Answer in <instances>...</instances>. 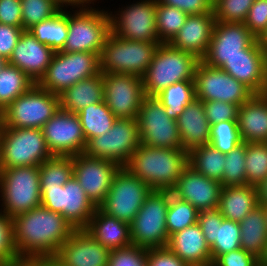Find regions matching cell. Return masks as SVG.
Here are the masks:
<instances>
[{"label":"cell","instance_id":"25","mask_svg":"<svg viewBox=\"0 0 267 266\" xmlns=\"http://www.w3.org/2000/svg\"><path fill=\"white\" fill-rule=\"evenodd\" d=\"M54 53L50 47L39 42L28 30H24L13 49L8 64L16 66L37 83L51 63Z\"/></svg>","mask_w":267,"mask_h":266},{"label":"cell","instance_id":"1","mask_svg":"<svg viewBox=\"0 0 267 266\" xmlns=\"http://www.w3.org/2000/svg\"><path fill=\"white\" fill-rule=\"evenodd\" d=\"M12 223L13 243L20 259L56 256L76 230L63 215L43 206L15 216Z\"/></svg>","mask_w":267,"mask_h":266},{"label":"cell","instance_id":"12","mask_svg":"<svg viewBox=\"0 0 267 266\" xmlns=\"http://www.w3.org/2000/svg\"><path fill=\"white\" fill-rule=\"evenodd\" d=\"M152 189L121 167L115 174L104 202L98 207L105 214L131 223Z\"/></svg>","mask_w":267,"mask_h":266},{"label":"cell","instance_id":"43","mask_svg":"<svg viewBox=\"0 0 267 266\" xmlns=\"http://www.w3.org/2000/svg\"><path fill=\"white\" fill-rule=\"evenodd\" d=\"M243 143L237 120L221 121L211 125L210 142L221 153L227 154Z\"/></svg>","mask_w":267,"mask_h":266},{"label":"cell","instance_id":"10","mask_svg":"<svg viewBox=\"0 0 267 266\" xmlns=\"http://www.w3.org/2000/svg\"><path fill=\"white\" fill-rule=\"evenodd\" d=\"M100 56L91 52H55L44 75L36 83L60 95L64 90L100 73Z\"/></svg>","mask_w":267,"mask_h":266},{"label":"cell","instance_id":"42","mask_svg":"<svg viewBox=\"0 0 267 266\" xmlns=\"http://www.w3.org/2000/svg\"><path fill=\"white\" fill-rule=\"evenodd\" d=\"M245 162L247 183L257 187L267 179V142L246 143Z\"/></svg>","mask_w":267,"mask_h":266},{"label":"cell","instance_id":"56","mask_svg":"<svg viewBox=\"0 0 267 266\" xmlns=\"http://www.w3.org/2000/svg\"><path fill=\"white\" fill-rule=\"evenodd\" d=\"M62 8H79L94 5L97 0H55ZM99 1V0H98Z\"/></svg>","mask_w":267,"mask_h":266},{"label":"cell","instance_id":"59","mask_svg":"<svg viewBox=\"0 0 267 266\" xmlns=\"http://www.w3.org/2000/svg\"><path fill=\"white\" fill-rule=\"evenodd\" d=\"M11 266H41L35 259H21L12 263Z\"/></svg>","mask_w":267,"mask_h":266},{"label":"cell","instance_id":"31","mask_svg":"<svg viewBox=\"0 0 267 266\" xmlns=\"http://www.w3.org/2000/svg\"><path fill=\"white\" fill-rule=\"evenodd\" d=\"M258 205L256 187L223 186L217 209L225 219L240 223Z\"/></svg>","mask_w":267,"mask_h":266},{"label":"cell","instance_id":"37","mask_svg":"<svg viewBox=\"0 0 267 266\" xmlns=\"http://www.w3.org/2000/svg\"><path fill=\"white\" fill-rule=\"evenodd\" d=\"M34 84L23 71L7 63L0 71V113Z\"/></svg>","mask_w":267,"mask_h":266},{"label":"cell","instance_id":"19","mask_svg":"<svg viewBox=\"0 0 267 266\" xmlns=\"http://www.w3.org/2000/svg\"><path fill=\"white\" fill-rule=\"evenodd\" d=\"M72 158L74 178L98 208L104 202L112 180L121 167L111 160L92 158L85 153Z\"/></svg>","mask_w":267,"mask_h":266},{"label":"cell","instance_id":"32","mask_svg":"<svg viewBox=\"0 0 267 266\" xmlns=\"http://www.w3.org/2000/svg\"><path fill=\"white\" fill-rule=\"evenodd\" d=\"M104 101L103 73L80 80L59 95L60 109L78 113L84 107Z\"/></svg>","mask_w":267,"mask_h":266},{"label":"cell","instance_id":"55","mask_svg":"<svg viewBox=\"0 0 267 266\" xmlns=\"http://www.w3.org/2000/svg\"><path fill=\"white\" fill-rule=\"evenodd\" d=\"M0 23L23 27L21 0H0Z\"/></svg>","mask_w":267,"mask_h":266},{"label":"cell","instance_id":"6","mask_svg":"<svg viewBox=\"0 0 267 266\" xmlns=\"http://www.w3.org/2000/svg\"><path fill=\"white\" fill-rule=\"evenodd\" d=\"M51 156L41 129L0 127V169L40 166Z\"/></svg>","mask_w":267,"mask_h":266},{"label":"cell","instance_id":"46","mask_svg":"<svg viewBox=\"0 0 267 266\" xmlns=\"http://www.w3.org/2000/svg\"><path fill=\"white\" fill-rule=\"evenodd\" d=\"M255 0H214L213 13L216 21L244 23Z\"/></svg>","mask_w":267,"mask_h":266},{"label":"cell","instance_id":"61","mask_svg":"<svg viewBox=\"0 0 267 266\" xmlns=\"http://www.w3.org/2000/svg\"><path fill=\"white\" fill-rule=\"evenodd\" d=\"M264 81H265V94L267 93V51H264Z\"/></svg>","mask_w":267,"mask_h":266},{"label":"cell","instance_id":"48","mask_svg":"<svg viewBox=\"0 0 267 266\" xmlns=\"http://www.w3.org/2000/svg\"><path fill=\"white\" fill-rule=\"evenodd\" d=\"M19 260L13 243L12 219L0 210V261L12 264Z\"/></svg>","mask_w":267,"mask_h":266},{"label":"cell","instance_id":"49","mask_svg":"<svg viewBox=\"0 0 267 266\" xmlns=\"http://www.w3.org/2000/svg\"><path fill=\"white\" fill-rule=\"evenodd\" d=\"M205 116L210 125L227 120H237L239 105L224 101H203Z\"/></svg>","mask_w":267,"mask_h":266},{"label":"cell","instance_id":"3","mask_svg":"<svg viewBox=\"0 0 267 266\" xmlns=\"http://www.w3.org/2000/svg\"><path fill=\"white\" fill-rule=\"evenodd\" d=\"M200 60L190 52L160 43L153 60L142 76L144 95L156 96L172 84L194 80L195 68Z\"/></svg>","mask_w":267,"mask_h":266},{"label":"cell","instance_id":"66","mask_svg":"<svg viewBox=\"0 0 267 266\" xmlns=\"http://www.w3.org/2000/svg\"><path fill=\"white\" fill-rule=\"evenodd\" d=\"M189 266H213V262L209 264H204V265H189Z\"/></svg>","mask_w":267,"mask_h":266},{"label":"cell","instance_id":"15","mask_svg":"<svg viewBox=\"0 0 267 266\" xmlns=\"http://www.w3.org/2000/svg\"><path fill=\"white\" fill-rule=\"evenodd\" d=\"M40 189L41 206L63 215L75 229H84L97 209L74 176L62 187Z\"/></svg>","mask_w":267,"mask_h":266},{"label":"cell","instance_id":"52","mask_svg":"<svg viewBox=\"0 0 267 266\" xmlns=\"http://www.w3.org/2000/svg\"><path fill=\"white\" fill-rule=\"evenodd\" d=\"M23 31V27H14L0 23V56L2 58L7 61L9 60Z\"/></svg>","mask_w":267,"mask_h":266},{"label":"cell","instance_id":"21","mask_svg":"<svg viewBox=\"0 0 267 266\" xmlns=\"http://www.w3.org/2000/svg\"><path fill=\"white\" fill-rule=\"evenodd\" d=\"M222 187L220 182L205 177L187 165L170 192L200 212L218 208Z\"/></svg>","mask_w":267,"mask_h":266},{"label":"cell","instance_id":"38","mask_svg":"<svg viewBox=\"0 0 267 266\" xmlns=\"http://www.w3.org/2000/svg\"><path fill=\"white\" fill-rule=\"evenodd\" d=\"M155 97L164 106L166 114L177 120L186 105L196 98L194 80H184L172 84Z\"/></svg>","mask_w":267,"mask_h":266},{"label":"cell","instance_id":"9","mask_svg":"<svg viewBox=\"0 0 267 266\" xmlns=\"http://www.w3.org/2000/svg\"><path fill=\"white\" fill-rule=\"evenodd\" d=\"M170 191L152 190L145 198L134 220L130 223L132 245L145 249L166 247L169 235L166 215Z\"/></svg>","mask_w":267,"mask_h":266},{"label":"cell","instance_id":"35","mask_svg":"<svg viewBox=\"0 0 267 266\" xmlns=\"http://www.w3.org/2000/svg\"><path fill=\"white\" fill-rule=\"evenodd\" d=\"M188 165L209 179L216 180L222 185V176L225 169L224 153L210 144L195 147L188 153Z\"/></svg>","mask_w":267,"mask_h":266},{"label":"cell","instance_id":"60","mask_svg":"<svg viewBox=\"0 0 267 266\" xmlns=\"http://www.w3.org/2000/svg\"><path fill=\"white\" fill-rule=\"evenodd\" d=\"M257 41L264 51H267V28L257 38Z\"/></svg>","mask_w":267,"mask_h":266},{"label":"cell","instance_id":"64","mask_svg":"<svg viewBox=\"0 0 267 266\" xmlns=\"http://www.w3.org/2000/svg\"><path fill=\"white\" fill-rule=\"evenodd\" d=\"M263 208H264V212L266 215V222H267V204H262Z\"/></svg>","mask_w":267,"mask_h":266},{"label":"cell","instance_id":"23","mask_svg":"<svg viewBox=\"0 0 267 266\" xmlns=\"http://www.w3.org/2000/svg\"><path fill=\"white\" fill-rule=\"evenodd\" d=\"M110 250L84 229H76L55 256L65 266H107Z\"/></svg>","mask_w":267,"mask_h":266},{"label":"cell","instance_id":"29","mask_svg":"<svg viewBox=\"0 0 267 266\" xmlns=\"http://www.w3.org/2000/svg\"><path fill=\"white\" fill-rule=\"evenodd\" d=\"M167 247L188 265L212 263L210 247L198 222L172 234Z\"/></svg>","mask_w":267,"mask_h":266},{"label":"cell","instance_id":"53","mask_svg":"<svg viewBox=\"0 0 267 266\" xmlns=\"http://www.w3.org/2000/svg\"><path fill=\"white\" fill-rule=\"evenodd\" d=\"M147 266H189L167 246L147 249Z\"/></svg>","mask_w":267,"mask_h":266},{"label":"cell","instance_id":"65","mask_svg":"<svg viewBox=\"0 0 267 266\" xmlns=\"http://www.w3.org/2000/svg\"><path fill=\"white\" fill-rule=\"evenodd\" d=\"M0 266H11V263L0 261Z\"/></svg>","mask_w":267,"mask_h":266},{"label":"cell","instance_id":"8","mask_svg":"<svg viewBox=\"0 0 267 266\" xmlns=\"http://www.w3.org/2000/svg\"><path fill=\"white\" fill-rule=\"evenodd\" d=\"M59 108V95L34 84L0 113V127L41 129Z\"/></svg>","mask_w":267,"mask_h":266},{"label":"cell","instance_id":"22","mask_svg":"<svg viewBox=\"0 0 267 266\" xmlns=\"http://www.w3.org/2000/svg\"><path fill=\"white\" fill-rule=\"evenodd\" d=\"M198 224L210 247L212 262L222 254L241 248L239 223L225 219L218 209L200 211Z\"/></svg>","mask_w":267,"mask_h":266},{"label":"cell","instance_id":"63","mask_svg":"<svg viewBox=\"0 0 267 266\" xmlns=\"http://www.w3.org/2000/svg\"><path fill=\"white\" fill-rule=\"evenodd\" d=\"M261 263L264 265L267 263V249L264 258L261 260Z\"/></svg>","mask_w":267,"mask_h":266},{"label":"cell","instance_id":"57","mask_svg":"<svg viewBox=\"0 0 267 266\" xmlns=\"http://www.w3.org/2000/svg\"><path fill=\"white\" fill-rule=\"evenodd\" d=\"M257 196L259 204H267V179L260 183L257 187Z\"/></svg>","mask_w":267,"mask_h":266},{"label":"cell","instance_id":"44","mask_svg":"<svg viewBox=\"0 0 267 266\" xmlns=\"http://www.w3.org/2000/svg\"><path fill=\"white\" fill-rule=\"evenodd\" d=\"M225 155L222 186L248 185L245 166L246 143H241Z\"/></svg>","mask_w":267,"mask_h":266},{"label":"cell","instance_id":"26","mask_svg":"<svg viewBox=\"0 0 267 266\" xmlns=\"http://www.w3.org/2000/svg\"><path fill=\"white\" fill-rule=\"evenodd\" d=\"M215 22L213 12L188 15L184 25L169 44L202 60L209 48Z\"/></svg>","mask_w":267,"mask_h":266},{"label":"cell","instance_id":"13","mask_svg":"<svg viewBox=\"0 0 267 266\" xmlns=\"http://www.w3.org/2000/svg\"><path fill=\"white\" fill-rule=\"evenodd\" d=\"M109 11L111 33L123 39L159 42L156 29V0H137Z\"/></svg>","mask_w":267,"mask_h":266},{"label":"cell","instance_id":"7","mask_svg":"<svg viewBox=\"0 0 267 266\" xmlns=\"http://www.w3.org/2000/svg\"><path fill=\"white\" fill-rule=\"evenodd\" d=\"M159 44V42L123 39L110 32L100 55V71L142 77L153 60Z\"/></svg>","mask_w":267,"mask_h":266},{"label":"cell","instance_id":"4","mask_svg":"<svg viewBox=\"0 0 267 266\" xmlns=\"http://www.w3.org/2000/svg\"><path fill=\"white\" fill-rule=\"evenodd\" d=\"M93 5L70 8L68 35L63 52H91L101 55L107 36L111 32L108 10ZM74 9V10H73Z\"/></svg>","mask_w":267,"mask_h":266},{"label":"cell","instance_id":"51","mask_svg":"<svg viewBox=\"0 0 267 266\" xmlns=\"http://www.w3.org/2000/svg\"><path fill=\"white\" fill-rule=\"evenodd\" d=\"M214 263L217 266H260L262 264L260 259L242 248L220 255Z\"/></svg>","mask_w":267,"mask_h":266},{"label":"cell","instance_id":"5","mask_svg":"<svg viewBox=\"0 0 267 266\" xmlns=\"http://www.w3.org/2000/svg\"><path fill=\"white\" fill-rule=\"evenodd\" d=\"M0 210L9 218L41 206L39 166L0 169Z\"/></svg>","mask_w":267,"mask_h":266},{"label":"cell","instance_id":"39","mask_svg":"<svg viewBox=\"0 0 267 266\" xmlns=\"http://www.w3.org/2000/svg\"><path fill=\"white\" fill-rule=\"evenodd\" d=\"M40 188L62 187L73 177L72 156L53 155L39 166Z\"/></svg>","mask_w":267,"mask_h":266},{"label":"cell","instance_id":"40","mask_svg":"<svg viewBox=\"0 0 267 266\" xmlns=\"http://www.w3.org/2000/svg\"><path fill=\"white\" fill-rule=\"evenodd\" d=\"M188 14L156 1V29L159 43H170L184 25Z\"/></svg>","mask_w":267,"mask_h":266},{"label":"cell","instance_id":"2","mask_svg":"<svg viewBox=\"0 0 267 266\" xmlns=\"http://www.w3.org/2000/svg\"><path fill=\"white\" fill-rule=\"evenodd\" d=\"M188 165L182 148H160L140 144L124 166L152 190L170 191Z\"/></svg>","mask_w":267,"mask_h":266},{"label":"cell","instance_id":"62","mask_svg":"<svg viewBox=\"0 0 267 266\" xmlns=\"http://www.w3.org/2000/svg\"><path fill=\"white\" fill-rule=\"evenodd\" d=\"M8 63V61L0 56V71Z\"/></svg>","mask_w":267,"mask_h":266},{"label":"cell","instance_id":"50","mask_svg":"<svg viewBox=\"0 0 267 266\" xmlns=\"http://www.w3.org/2000/svg\"><path fill=\"white\" fill-rule=\"evenodd\" d=\"M244 25L258 38L267 28V0H255L252 4Z\"/></svg>","mask_w":267,"mask_h":266},{"label":"cell","instance_id":"14","mask_svg":"<svg viewBox=\"0 0 267 266\" xmlns=\"http://www.w3.org/2000/svg\"><path fill=\"white\" fill-rule=\"evenodd\" d=\"M137 122L143 145L160 148H182L176 120L170 118L155 96H144Z\"/></svg>","mask_w":267,"mask_h":266},{"label":"cell","instance_id":"58","mask_svg":"<svg viewBox=\"0 0 267 266\" xmlns=\"http://www.w3.org/2000/svg\"><path fill=\"white\" fill-rule=\"evenodd\" d=\"M41 266H65L60 260L55 256L51 257H41L35 259Z\"/></svg>","mask_w":267,"mask_h":266},{"label":"cell","instance_id":"54","mask_svg":"<svg viewBox=\"0 0 267 266\" xmlns=\"http://www.w3.org/2000/svg\"><path fill=\"white\" fill-rule=\"evenodd\" d=\"M157 2L176 7L188 15L213 12L212 0H156Z\"/></svg>","mask_w":267,"mask_h":266},{"label":"cell","instance_id":"30","mask_svg":"<svg viewBox=\"0 0 267 266\" xmlns=\"http://www.w3.org/2000/svg\"><path fill=\"white\" fill-rule=\"evenodd\" d=\"M84 230L110 251L132 245L130 224L105 214L99 208Z\"/></svg>","mask_w":267,"mask_h":266},{"label":"cell","instance_id":"24","mask_svg":"<svg viewBox=\"0 0 267 266\" xmlns=\"http://www.w3.org/2000/svg\"><path fill=\"white\" fill-rule=\"evenodd\" d=\"M220 69L243 83L254 94H265L264 50L257 38L243 49V54L226 60Z\"/></svg>","mask_w":267,"mask_h":266},{"label":"cell","instance_id":"11","mask_svg":"<svg viewBox=\"0 0 267 266\" xmlns=\"http://www.w3.org/2000/svg\"><path fill=\"white\" fill-rule=\"evenodd\" d=\"M140 144L137 119L117 118L108 132L87 142L84 153L124 167Z\"/></svg>","mask_w":267,"mask_h":266},{"label":"cell","instance_id":"28","mask_svg":"<svg viewBox=\"0 0 267 266\" xmlns=\"http://www.w3.org/2000/svg\"><path fill=\"white\" fill-rule=\"evenodd\" d=\"M237 125L243 142H267V93L254 94L239 107Z\"/></svg>","mask_w":267,"mask_h":266},{"label":"cell","instance_id":"16","mask_svg":"<svg viewBox=\"0 0 267 266\" xmlns=\"http://www.w3.org/2000/svg\"><path fill=\"white\" fill-rule=\"evenodd\" d=\"M196 98L202 101H224L241 106L254 93L226 71L210 67L201 60L194 72Z\"/></svg>","mask_w":267,"mask_h":266},{"label":"cell","instance_id":"47","mask_svg":"<svg viewBox=\"0 0 267 266\" xmlns=\"http://www.w3.org/2000/svg\"><path fill=\"white\" fill-rule=\"evenodd\" d=\"M107 266H147V249L131 245L111 250Z\"/></svg>","mask_w":267,"mask_h":266},{"label":"cell","instance_id":"18","mask_svg":"<svg viewBox=\"0 0 267 266\" xmlns=\"http://www.w3.org/2000/svg\"><path fill=\"white\" fill-rule=\"evenodd\" d=\"M41 130L52 155L75 156L84 153L87 142L78 114L59 108Z\"/></svg>","mask_w":267,"mask_h":266},{"label":"cell","instance_id":"20","mask_svg":"<svg viewBox=\"0 0 267 266\" xmlns=\"http://www.w3.org/2000/svg\"><path fill=\"white\" fill-rule=\"evenodd\" d=\"M256 37L244 23L216 21L206 55L202 62L210 67L221 68L226 60L243 54Z\"/></svg>","mask_w":267,"mask_h":266},{"label":"cell","instance_id":"27","mask_svg":"<svg viewBox=\"0 0 267 266\" xmlns=\"http://www.w3.org/2000/svg\"><path fill=\"white\" fill-rule=\"evenodd\" d=\"M182 149L187 153L195 147L209 144L211 125L205 116L203 101L195 98L176 120Z\"/></svg>","mask_w":267,"mask_h":266},{"label":"cell","instance_id":"45","mask_svg":"<svg viewBox=\"0 0 267 266\" xmlns=\"http://www.w3.org/2000/svg\"><path fill=\"white\" fill-rule=\"evenodd\" d=\"M62 7L55 0H21L23 29L47 20L57 14Z\"/></svg>","mask_w":267,"mask_h":266},{"label":"cell","instance_id":"41","mask_svg":"<svg viewBox=\"0 0 267 266\" xmlns=\"http://www.w3.org/2000/svg\"><path fill=\"white\" fill-rule=\"evenodd\" d=\"M199 211L190 203L170 192V202L166 215V229L169 237L198 222Z\"/></svg>","mask_w":267,"mask_h":266},{"label":"cell","instance_id":"17","mask_svg":"<svg viewBox=\"0 0 267 266\" xmlns=\"http://www.w3.org/2000/svg\"><path fill=\"white\" fill-rule=\"evenodd\" d=\"M104 102L116 118L137 119L143 100L142 77L103 73Z\"/></svg>","mask_w":267,"mask_h":266},{"label":"cell","instance_id":"36","mask_svg":"<svg viewBox=\"0 0 267 266\" xmlns=\"http://www.w3.org/2000/svg\"><path fill=\"white\" fill-rule=\"evenodd\" d=\"M77 114L86 142L108 132L117 119L104 101L86 106Z\"/></svg>","mask_w":267,"mask_h":266},{"label":"cell","instance_id":"34","mask_svg":"<svg viewBox=\"0 0 267 266\" xmlns=\"http://www.w3.org/2000/svg\"><path fill=\"white\" fill-rule=\"evenodd\" d=\"M28 31L41 43L54 52L61 51L68 35V10L62 8L47 20L33 25Z\"/></svg>","mask_w":267,"mask_h":266},{"label":"cell","instance_id":"33","mask_svg":"<svg viewBox=\"0 0 267 266\" xmlns=\"http://www.w3.org/2000/svg\"><path fill=\"white\" fill-rule=\"evenodd\" d=\"M241 248L262 260L267 249V222L261 204L255 207L240 223Z\"/></svg>","mask_w":267,"mask_h":266}]
</instances>
